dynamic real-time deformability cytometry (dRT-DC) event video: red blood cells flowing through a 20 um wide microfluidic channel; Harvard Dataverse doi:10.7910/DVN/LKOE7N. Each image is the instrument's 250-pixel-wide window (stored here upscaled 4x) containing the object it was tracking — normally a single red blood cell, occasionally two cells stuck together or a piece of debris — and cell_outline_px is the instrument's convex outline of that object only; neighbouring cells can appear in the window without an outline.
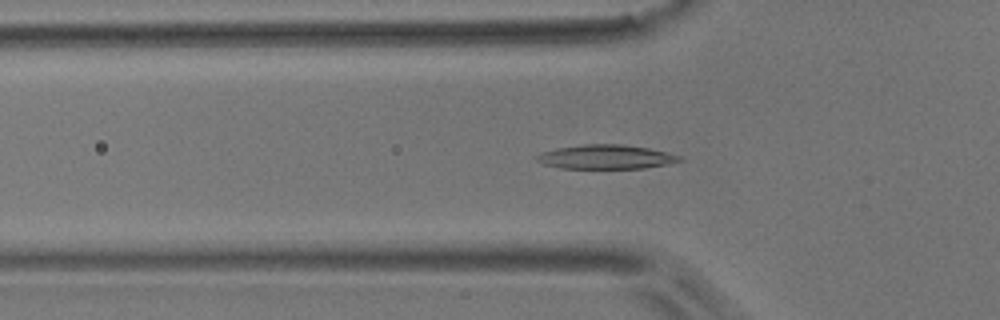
{"species": "common noctule bat (a hibernating species)", "species_latin": "Nyctalus noctula", "temperature_condition": "room temperature", "stored_images_in_passage": 53, "camera_frame_rate_fps": 3000, "um_per_image_px": 0.085, "animal": {"sex": "male", "body_mass_g": 17.9}, "frame": {"image": 1, "passage_image": 17, "time_ms": 5.333, "image_size_px": [1000, 320], "cell_outline_px": [[684, 160], [668, 164], [644, 168], [560, 168], [544, 164], [536, 160], [536, 156], [540, 152], [556, 148], [584, 144], [620, 144], [648, 148], [680, 156]], "centroid_in_image_um": [51.47, 13.33], "position_along_channel_um": 74.3, "area_um2": 20.0}}
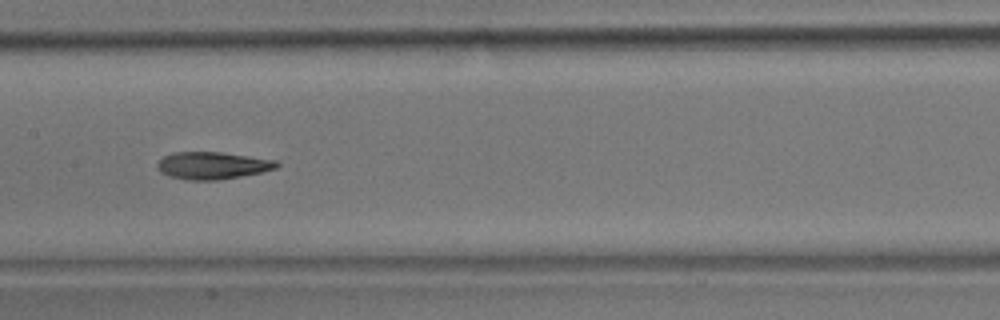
{"frame": {"image": 2, "passage_image": 26, "time_ms": 8.333, "image_size_px": [1000, 320], "cell_outline_px": [[280, 164], [276, 168], [260, 172], [240, 176], [216, 180], [184, 180], [168, 176], [160, 172], [156, 168], [156, 164], [164, 156], [176, 152], [220, 152], [280, 160]], "centroid_in_image_um": [18.05, 14.07], "position_along_channel_um": 189.3, "area_um2": 19.07}}
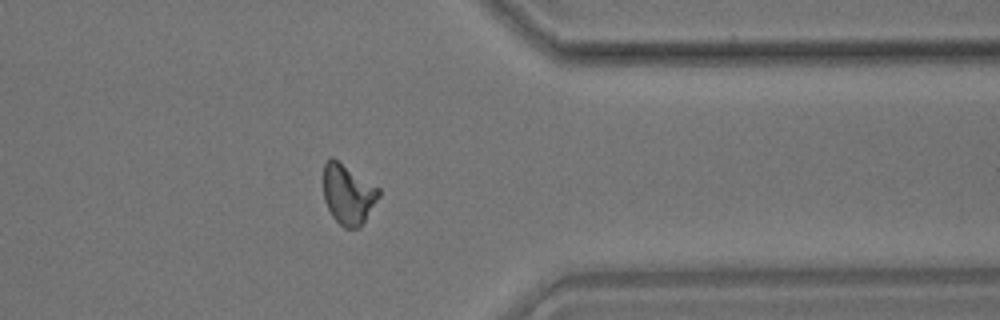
{"frame": {"image": 3, "passage_image": 42, "time_ms": 13.667, "image_size_px": [1000, 320], "cell_outline_px": [[380, 196], [360, 228], [344, 228], [332, 216], [324, 200], [324, 164], [332, 156], [380, 188]], "centroid_in_image_um": [29.6, 16.51], "position_along_channel_um": 381.8, "area_um2": 19.36}, "authors_computed_cell_mechanics": {"area_um2": 19.1896, "velocity_mm_per_s": 3.801, "shape_relaxation_time_tau1_ms": 5.3567, "shape_relaxation_time_tau2_ms": 4.6124, "deformation_change_tau1": 0.1759, "deformation_change_tau2": 0.0953}}